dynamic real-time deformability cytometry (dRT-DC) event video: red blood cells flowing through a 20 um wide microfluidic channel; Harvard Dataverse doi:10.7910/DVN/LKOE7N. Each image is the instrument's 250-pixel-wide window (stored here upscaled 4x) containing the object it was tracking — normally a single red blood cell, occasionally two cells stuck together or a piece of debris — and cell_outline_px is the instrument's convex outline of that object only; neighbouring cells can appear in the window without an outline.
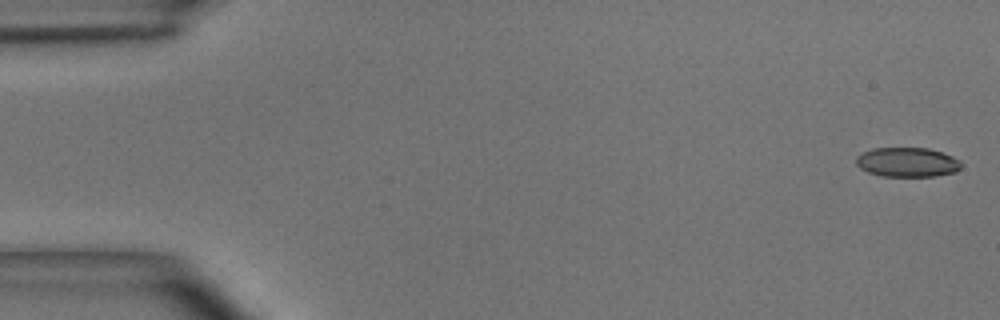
{"species": "common noctule bat (a hibernating species)", "species_latin": "Nyctalus noctula", "temperature_condition": "room temperature", "stored_images_in_passage": 49, "camera_frame_rate_fps": 3000, "um_per_image_px": 0.085, "animal": {"sex": "male", "body_mass_g": 15.6}, "frame": {"image": 1, "passage_image": 1, "time_ms": 0.0, "image_size_px": [1000, 320], "cell_outline_px": [[960, 168], [956, 172], [936, 176], [880, 176], [868, 172], [860, 168], [856, 164], [856, 156], [872, 148], [928, 148], [952, 156], [960, 160]], "centroid_in_image_um": [77.11, 13.79], "position_along_channel_um": 7.9, "area_um2": 18.03}}
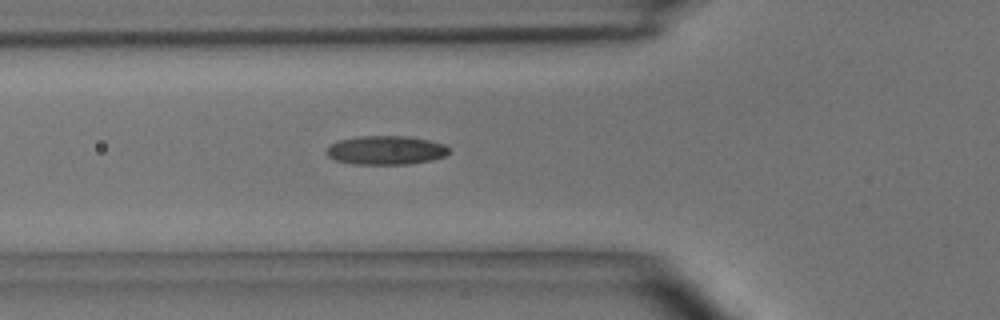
{"frame": {"image": 2, "passage_image": 17, "time_ms": 5.333, "image_size_px": [1000, 320], "cell_outline_px": [[448, 152], [444, 156], [432, 160], [408, 164], [352, 164], [336, 160], [328, 156], [324, 152], [328, 144], [340, 140], [356, 136], [408, 136], [428, 140], [444, 144], [448, 148]], "centroid_in_image_um": [32.74, 12.76], "position_along_channel_um": 93.1, "area_um2": 20.69}}
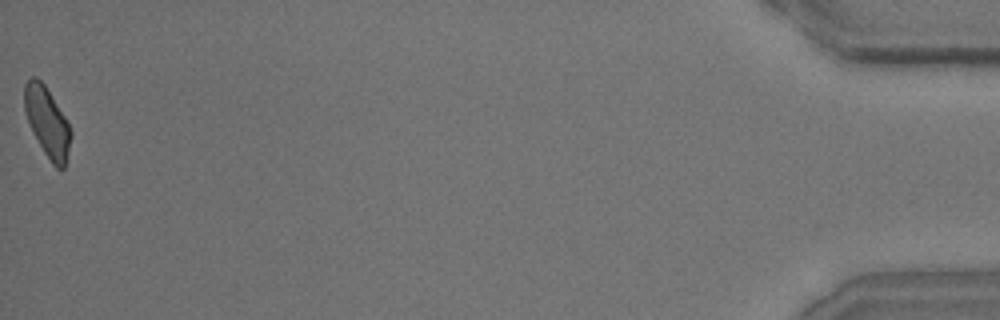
{"frame": {"image": 3, "passage_image": 49, "time_ms": 16.0, "image_size_px": [1000, 320], "cell_outline_px": [[72, 136], [64, 168], [56, 168], [52, 164], [44, 152], [32, 132], [24, 112], [24, 84], [32, 76], [36, 76], [44, 84], [64, 116], [72, 132]], "centroid_in_image_um": [3.99, 10.37], "position_along_channel_um": 431.2, "area_um2": 18.73}, "authors_computed_cell_mechanics": {"area_um2": 19.652, "velocity_mm_per_s": 4.0663, "shape_relaxation_time_tau1_ms": 4.5725, "shape_relaxation_time_tau2_ms": 2.1792, "deformation_change_tau1": 0.1391, "deformation_change_tau2": 0.0946}}